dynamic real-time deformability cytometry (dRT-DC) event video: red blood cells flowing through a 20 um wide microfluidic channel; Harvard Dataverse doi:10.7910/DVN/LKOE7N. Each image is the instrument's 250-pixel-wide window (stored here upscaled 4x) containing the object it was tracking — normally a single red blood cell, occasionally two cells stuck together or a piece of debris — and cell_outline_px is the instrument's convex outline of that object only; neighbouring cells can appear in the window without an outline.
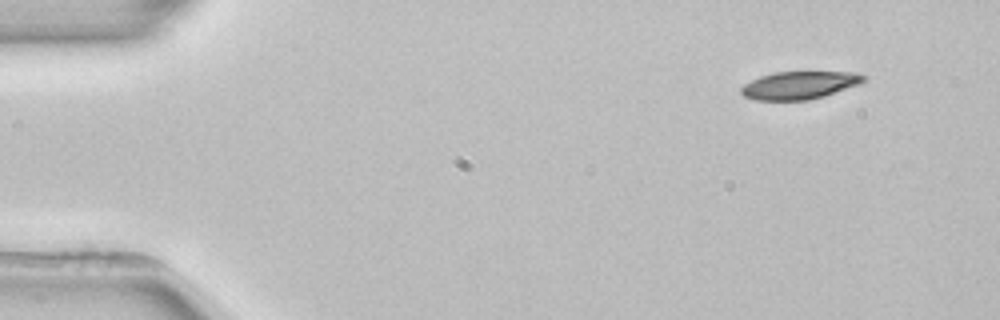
{"species": "common noctule bat (a hibernating species)", "species_latin": "Nyctalus noctula", "temperature_condition": "room temperature", "stored_images_in_passage": 2, "camera_frame_rate_fps": 3000, "um_per_image_px": 0.085, "animal": {"sex": "female", "body_mass_g": 22.7, "forearm_length_mm": 54.2}, "frame": {"image": 1, "passage_image": 1, "time_ms": 0.0, "image_size_px": [1000, 320], "cell_outline_px": [[868, 80], [860, 84], [824, 96], [808, 100], [756, 100], [744, 96], [740, 92], [740, 88], [744, 84], [760, 76], [776, 72], [856, 72], [868, 76]], "centroid_in_image_um": [68.0, 7.24], "position_along_channel_um": 17.0, "area_um2": 19.94}}